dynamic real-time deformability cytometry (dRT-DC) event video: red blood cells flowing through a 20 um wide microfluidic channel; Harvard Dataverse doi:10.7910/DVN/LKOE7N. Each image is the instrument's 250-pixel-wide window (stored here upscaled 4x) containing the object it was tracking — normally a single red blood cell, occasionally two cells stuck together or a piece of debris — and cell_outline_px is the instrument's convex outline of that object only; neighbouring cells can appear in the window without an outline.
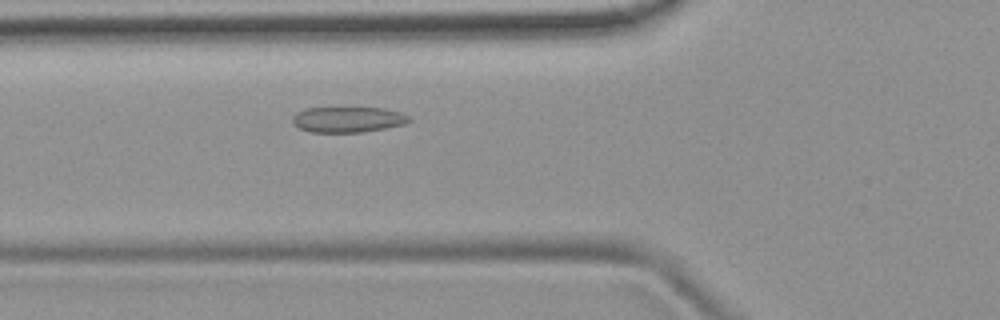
{"species": "common noctule bat (a hibernating species)", "species_latin": "Nyctalus noctula", "temperature_condition": "room temperature", "stored_images_in_passage": 6, "camera_frame_rate_fps": 3000, "um_per_image_px": 0.085, "animal": {"sex": "female", "body_mass_g": 19.9}, "frame": {"image": 1, "passage_image": 6, "time_ms": 1.667, "image_size_px": [1000, 320], "cell_outline_px": [[412, 120], [404, 124], [364, 132], [308, 132], [292, 124], [292, 116], [296, 112], [304, 108], [384, 108], [400, 112], [408, 116]], "centroid_in_image_um": [29.53, 10.16], "position_along_channel_um": 96.3, "area_um2": 17.46}}